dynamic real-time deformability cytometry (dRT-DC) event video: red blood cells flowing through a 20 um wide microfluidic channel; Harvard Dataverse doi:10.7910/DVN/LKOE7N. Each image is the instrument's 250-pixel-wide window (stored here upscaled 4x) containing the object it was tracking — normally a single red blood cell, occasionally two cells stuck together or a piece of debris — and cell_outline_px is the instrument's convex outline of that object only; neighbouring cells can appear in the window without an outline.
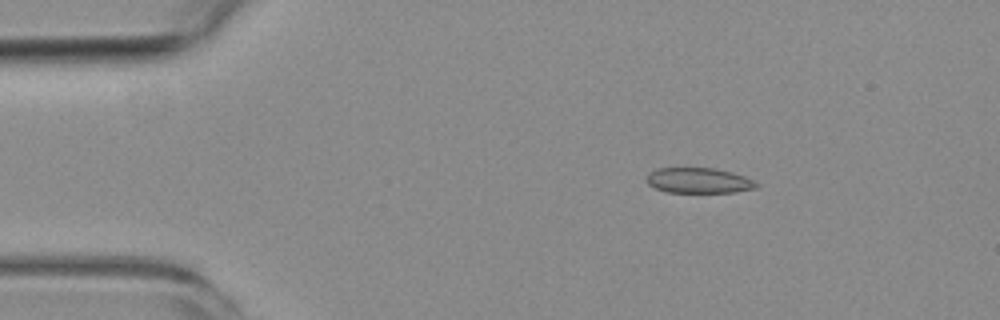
{"species": "common noctule bat (a hibernating species)", "species_latin": "Nyctalus noctula", "temperature_condition": "room temperature", "stored_images_in_passage": 4, "camera_frame_rate_fps": 3000, "um_per_image_px": 0.085, "animal": {"sex": "female", "body_mass_g": 19.3, "forearm_length_mm": 54.1}, "frame": {"image": 1, "passage_image": 1, "time_ms": 0.0, "image_size_px": [1000, 320], "cell_outline_px": [[760, 184], [756, 188], [736, 192], [668, 192], [656, 188], [648, 184], [644, 180], [648, 172], [656, 168], [716, 168], [732, 172], [744, 176]], "centroid_in_image_um": [59.36, 15.33], "position_along_channel_um": 25.6, "area_um2": 16.36}}